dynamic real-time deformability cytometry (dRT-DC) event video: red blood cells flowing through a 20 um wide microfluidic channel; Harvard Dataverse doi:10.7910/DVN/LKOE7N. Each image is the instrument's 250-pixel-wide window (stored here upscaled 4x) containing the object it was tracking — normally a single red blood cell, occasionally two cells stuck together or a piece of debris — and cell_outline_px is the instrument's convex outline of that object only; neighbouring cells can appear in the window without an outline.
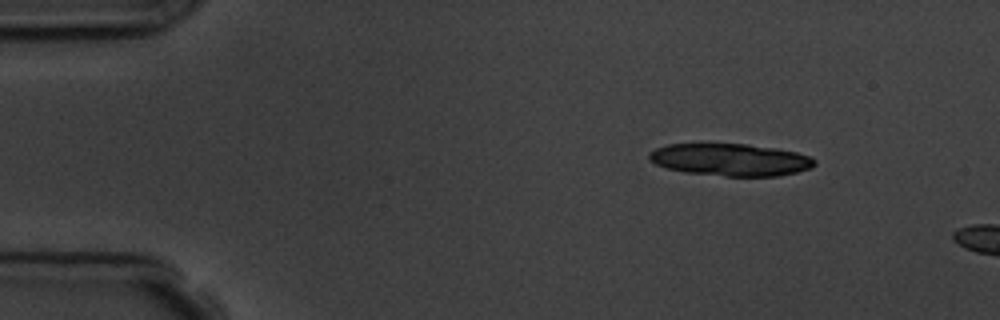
{"species": "common noctule bat (a hibernating species)", "species_latin": "Nyctalus noctula", "temperature_condition": "room temperature", "stored_images_in_passage": 2, "camera_frame_rate_fps": 3000, "um_per_image_px": 0.085, "animal": {"sex": "male", "body_mass_g": 19.5, "forearm_length_mm": 54.6}, "frame": {"image": 1, "passage_image": 1, "time_ms": 0.0, "image_size_px": [1000, 320], "cell_outline_px": [[816, 164], [812, 168], [780, 176], [724, 176], [688, 172], [664, 168], [648, 160], [648, 152], [656, 148], [668, 144], [748, 144], [776, 148], [796, 152], [808, 156], [816, 160]], "centroid_in_image_um": [62.08, 13.57], "position_along_channel_um": 22.9, "area_um2": 31.21}}